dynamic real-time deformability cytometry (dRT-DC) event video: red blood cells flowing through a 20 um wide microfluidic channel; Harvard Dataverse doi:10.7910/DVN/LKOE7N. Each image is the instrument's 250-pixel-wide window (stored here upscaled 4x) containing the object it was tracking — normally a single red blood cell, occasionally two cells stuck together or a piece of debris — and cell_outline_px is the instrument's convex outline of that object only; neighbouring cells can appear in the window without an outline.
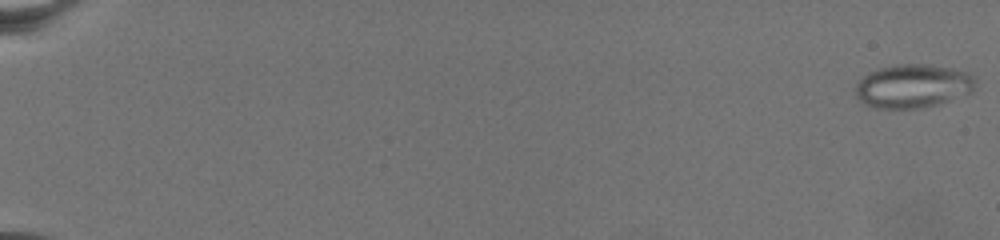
{"species": "common noctule bat (a hibernating species)", "species_latin": "Nyctalus noctula", "temperature_condition": "warm", "stored_images_in_passage": 76, "camera_frame_rate_fps": 3000, "um_per_image_px": 0.085, "animal": {"sex": "female", "body_mass_g": 19.5, "forearm_length_mm": 54.1}, "frame": {"image": 1, "passage_image": 1, "time_ms": 0.0, "image_size_px": [1000, 240], "cell_outline_px": [[976, 84], [972, 92], [936, 104], [920, 108], [876, 108], [864, 104], [856, 96], [856, 84], [868, 72], [880, 68], [896, 64], [928, 64], [952, 68], [968, 72], [976, 76]], "centroid_in_image_um": [77.61, 7.3], "position_along_channel_um": 7.4, "area_um2": 30.52}}
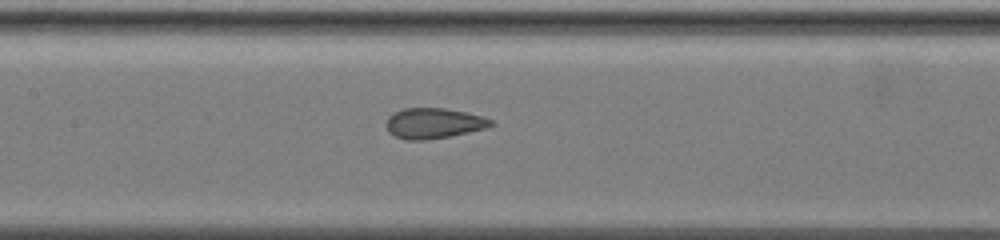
{"frame": {"image": 2, "passage_image": 41, "time_ms": 13.333, "image_size_px": [1000, 240], "cell_outline_px": [[496, 124], [484, 128], [468, 132], [448, 136], [424, 140], [404, 140], [388, 132], [384, 124], [388, 116], [404, 108], [444, 108], [464, 112], [480, 116], [492, 120]], "centroid_in_image_um": [36.81, 10.48], "position_along_channel_um": 170.6, "area_um2": 18.44}}
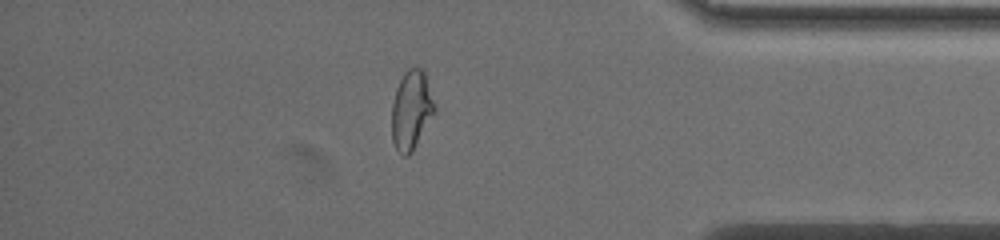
{"frame": {"image": 3, "passage_image": 67, "time_ms": 22.0, "image_size_px": [1000, 240], "cell_outline_px": [[436, 108], [412, 152], [408, 156], [404, 156], [396, 148], [392, 140], [392, 104], [396, 88], [404, 72], [408, 68], [420, 68], [424, 72]], "centroid_in_image_um": [34.94, 9.35], "position_along_channel_um": 400.3, "area_um2": 19.31}}